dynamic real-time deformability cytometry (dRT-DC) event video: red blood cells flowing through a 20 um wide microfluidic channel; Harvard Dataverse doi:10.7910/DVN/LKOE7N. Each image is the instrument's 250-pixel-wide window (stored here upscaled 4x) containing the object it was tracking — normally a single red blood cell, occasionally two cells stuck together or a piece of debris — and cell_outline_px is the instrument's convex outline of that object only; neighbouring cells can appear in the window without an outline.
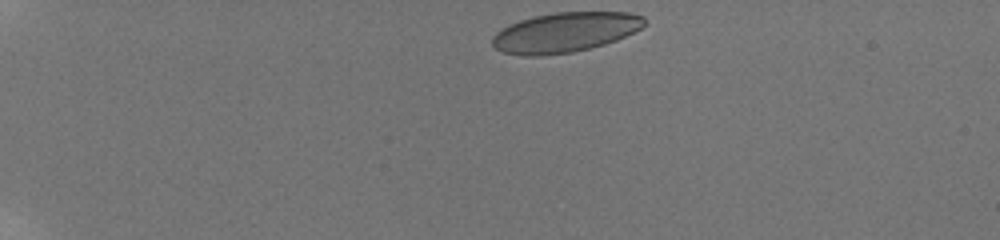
{"species": "human", "species_latin": "Homo sapiens", "temperature_condition": "room temperature", "stored_images_in_passage": 44, "camera_frame_rate_fps": 3000, "um_per_image_px": 0.085, "donor": {"sex": "male"}, "frame": {"image": 1, "passage_image": 1, "time_ms": 0.0, "image_size_px": [1000, 240], "cell_outline_px": [[644, 24], [640, 28], [616, 40], [604, 44], [572, 52], [540, 56], [524, 56], [504, 52], [496, 48], [492, 44], [492, 36], [496, 32], [508, 24], [520, 20], [536, 16], [556, 12], [628, 12], [644, 16]], "centroid_in_image_um": [47.99, 2.74], "position_along_channel_um": 37.0, "area_um2": 35.08}}
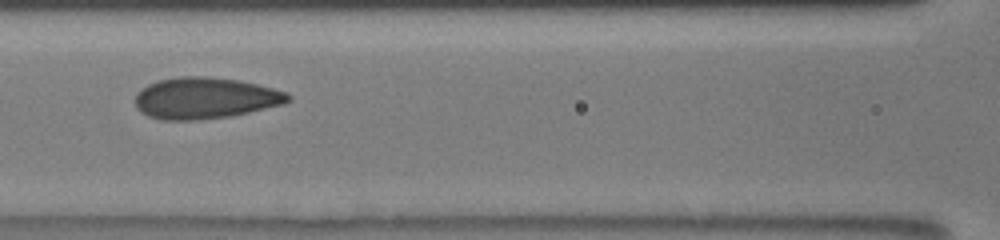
{"frame": {"image": 2, "passage_image": 17, "time_ms": 5.333, "image_size_px": [1000, 240], "cell_outline_px": [[292, 100], [284, 104], [248, 112], [228, 116], [200, 120], [160, 120], [148, 116], [140, 112], [136, 108], [136, 92], [140, 88], [148, 84], [160, 80], [180, 76], [204, 76], [240, 80], [288, 92], [292, 96]], "centroid_in_image_um": [17.43, 8.34], "position_along_channel_um": 149.2, "area_um2": 37.05}}
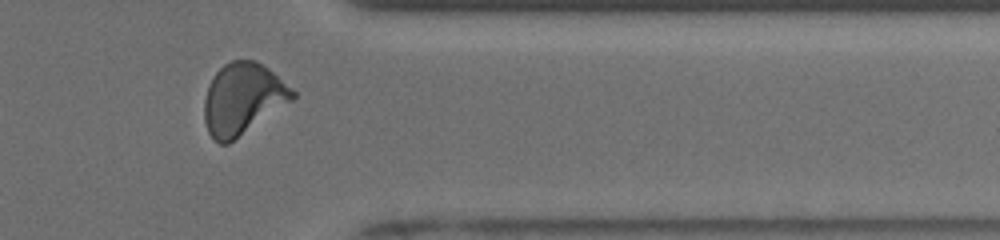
{"frame": {"image": 3, "passage_image": 36, "time_ms": 11.667, "image_size_px": [1000, 240], "cell_outline_px": [[296, 96], [292, 100], [228, 144], [220, 144], [208, 132], [204, 120], [204, 100], [208, 84], [216, 72], [224, 64], [232, 60], [256, 60], [268, 68], [292, 88], [296, 92]], "centroid_in_image_um": [20.62, 8.38], "position_along_channel_um": 390.8, "area_um2": 36.41}, "authors_computed_cell_mechanics": {"area_um2": 35.6915, "velocity_mm_per_s": 3.8648, "shape_relaxation_time_tau1_ms": 6.6847, "shape_relaxation_time_tau2_ms": 0.7412, "deformation_change_tau1": 0.1709, "deformation_change_tau2": 0.0534}}